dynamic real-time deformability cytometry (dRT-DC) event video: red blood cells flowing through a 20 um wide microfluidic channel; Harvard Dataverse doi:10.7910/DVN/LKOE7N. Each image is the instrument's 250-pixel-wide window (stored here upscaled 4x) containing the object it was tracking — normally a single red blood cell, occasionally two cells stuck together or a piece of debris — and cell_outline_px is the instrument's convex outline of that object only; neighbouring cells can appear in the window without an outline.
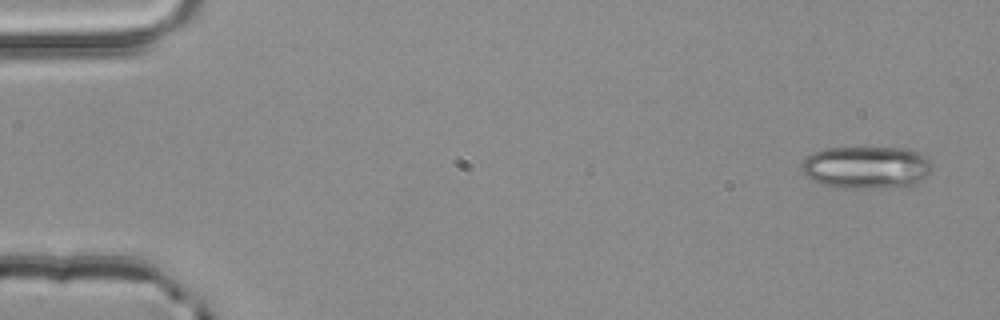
{"species": "common noctule bat (a hibernating species)", "species_latin": "Nyctalus noctula", "temperature_condition": "room temperature", "stored_images_in_passage": 4, "camera_frame_rate_fps": 3000, "um_per_image_px": 0.085, "animal": {"sex": "male", "body_mass_g": 20.4}, "frame": {"image": 1, "passage_image": 1, "time_ms": 0.0, "image_size_px": [1000, 320], "cell_outline_px": [[928, 172], [920, 180], [904, 188], [844, 188], [824, 184], [812, 180], [804, 176], [800, 168], [800, 164], [804, 156], [812, 152], [824, 148], [904, 148], [920, 152], [928, 160]], "centroid_in_image_um": [73.54, 14.23], "position_along_channel_um": 11.5, "area_um2": 32.43}}